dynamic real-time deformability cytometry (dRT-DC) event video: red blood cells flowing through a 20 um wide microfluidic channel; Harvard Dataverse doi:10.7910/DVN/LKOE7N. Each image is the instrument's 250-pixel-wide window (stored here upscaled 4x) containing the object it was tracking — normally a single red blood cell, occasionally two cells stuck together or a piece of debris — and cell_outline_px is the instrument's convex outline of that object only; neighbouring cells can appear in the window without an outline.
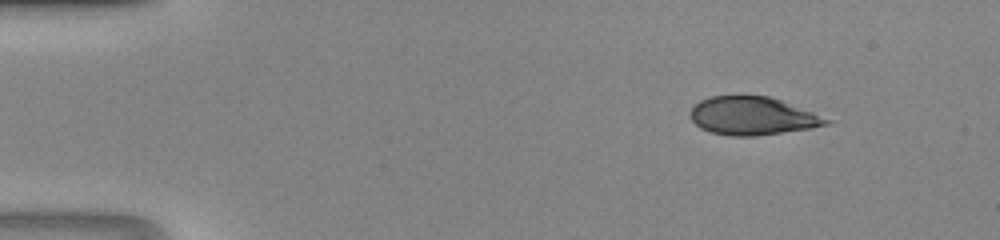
{"species": "human", "species_latin": "Homo sapiens", "temperature_condition": "room temperature", "stored_images_in_passage": 42, "camera_frame_rate_fps": 3000, "um_per_image_px": 0.085, "donor": {"sex": "male"}, "frame": {"image": 1, "passage_image": 1, "time_ms": 0.0, "image_size_px": [1000, 240], "cell_outline_px": [[832, 120], [828, 124], [812, 128], [756, 136], [732, 136], [712, 132], [700, 128], [692, 120], [692, 108], [700, 100], [712, 96], [768, 96], [780, 100], [812, 112]], "centroid_in_image_um": [63.97, 9.86], "position_along_channel_um": 21.0, "area_um2": 29.77}}
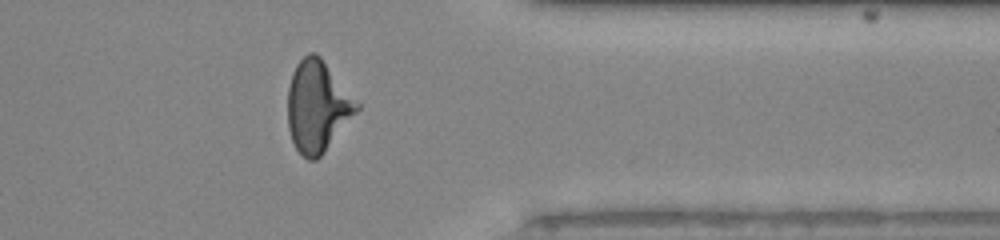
{"frame": {"image": 2, "passage_image": 33, "time_ms": 10.667, "image_size_px": [1000, 240], "cell_outline_px": [[360, 108], [324, 152], [316, 160], [308, 160], [296, 148], [292, 140], [288, 128], [288, 88], [292, 72], [296, 64], [308, 52], [316, 52], [320, 56], [360, 104]], "centroid_in_image_um": [26.97, 9.02], "position_along_channel_um": 384.4, "area_um2": 36.47}}
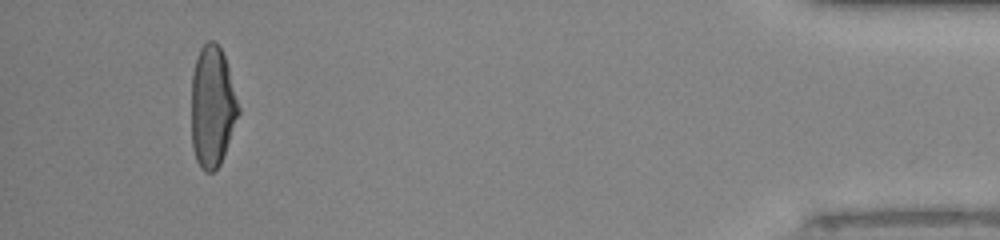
{"frame": {"image": 3, "passage_image": 39, "time_ms": 12.667, "image_size_px": [1000, 240], "cell_outline_px": [[240, 112], [220, 164], [212, 172], [204, 172], [200, 168], [196, 160], [192, 148], [192, 72], [196, 56], [200, 48], [208, 40], [212, 40], [220, 48], [224, 56], [228, 68], [240, 108]], "centroid_in_image_um": [18.03, 9.07], "position_along_channel_um": 417.2, "area_um2": 33.18}}